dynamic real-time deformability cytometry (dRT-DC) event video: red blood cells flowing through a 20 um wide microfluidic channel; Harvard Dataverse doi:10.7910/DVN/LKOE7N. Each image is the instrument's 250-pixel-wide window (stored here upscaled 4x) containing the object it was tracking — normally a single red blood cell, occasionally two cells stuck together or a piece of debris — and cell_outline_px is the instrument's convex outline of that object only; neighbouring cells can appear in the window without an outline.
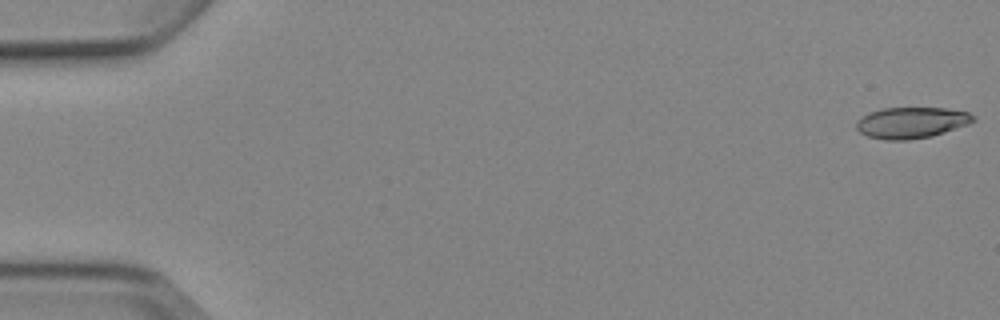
{"species": "Egyptian fruit bat (a non-hibernating species)", "species_latin": "Rousettus aegyptiacus", "temperature_condition": "cold", "stored_images_in_passage": 6, "camera_frame_rate_fps": 3000, "um_per_image_px": 0.085, "animal": {"sex": "female"}, "frame": {"image": 1, "passage_image": 1, "time_ms": 0.0, "image_size_px": [1000, 320], "cell_outline_px": [[976, 120], [968, 124], [932, 136], [908, 140], [888, 140], [868, 136], [860, 132], [856, 128], [856, 120], [868, 112], [884, 108], [944, 108], [968, 112], [976, 116]], "centroid_in_image_um": [77.46, 10.42], "position_along_channel_um": 7.5, "area_um2": 21.21}}
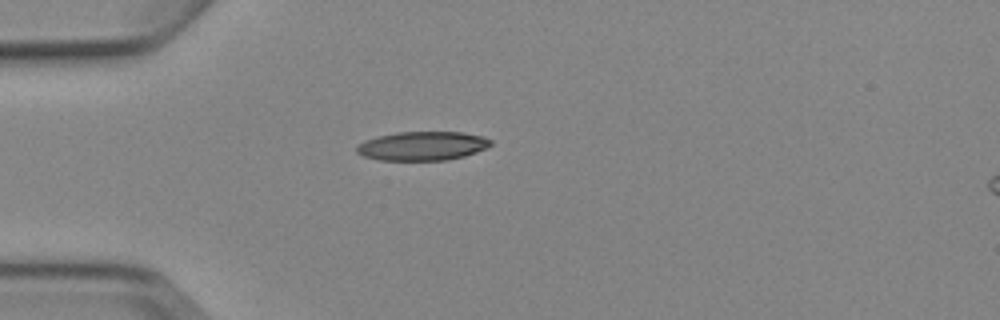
{"frame": {"image": 2, "passage_image": 4, "time_ms": 4.667, "image_size_px": [1000, 320], "cell_outline_px": [[492, 144], [488, 148], [464, 156], [448, 160], [380, 160], [364, 156], [356, 152], [356, 148], [364, 140], [376, 136], [396, 132], [464, 132], [484, 136], [492, 140]], "centroid_in_image_um": [35.94, 12.4], "position_along_channel_um": 49.1, "area_um2": 22.77}}
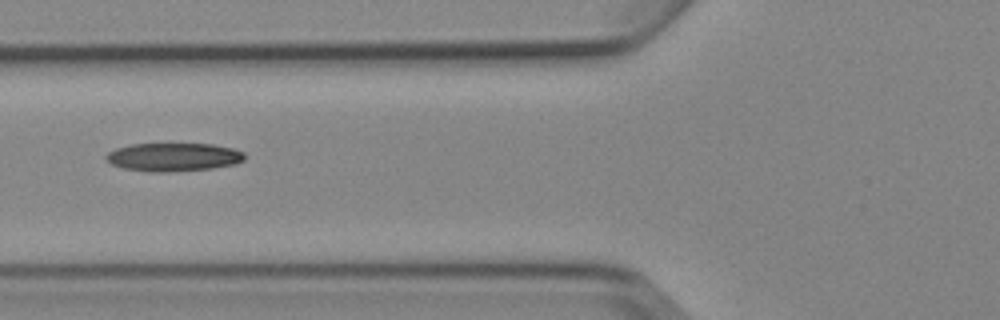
{"frame": {"image": 3, "passage_image": 6, "time_ms": 6.667, "image_size_px": [1000, 320], "cell_outline_px": [[244, 160], [236, 164], [212, 168], [168, 172], [148, 172], [124, 168], [112, 164], [104, 156], [108, 152], [116, 148], [132, 144], [212, 144], [232, 148], [244, 152]], "centroid_in_image_um": [14.75, 13.35], "position_along_channel_um": 111.1, "area_um2": 22.83}}